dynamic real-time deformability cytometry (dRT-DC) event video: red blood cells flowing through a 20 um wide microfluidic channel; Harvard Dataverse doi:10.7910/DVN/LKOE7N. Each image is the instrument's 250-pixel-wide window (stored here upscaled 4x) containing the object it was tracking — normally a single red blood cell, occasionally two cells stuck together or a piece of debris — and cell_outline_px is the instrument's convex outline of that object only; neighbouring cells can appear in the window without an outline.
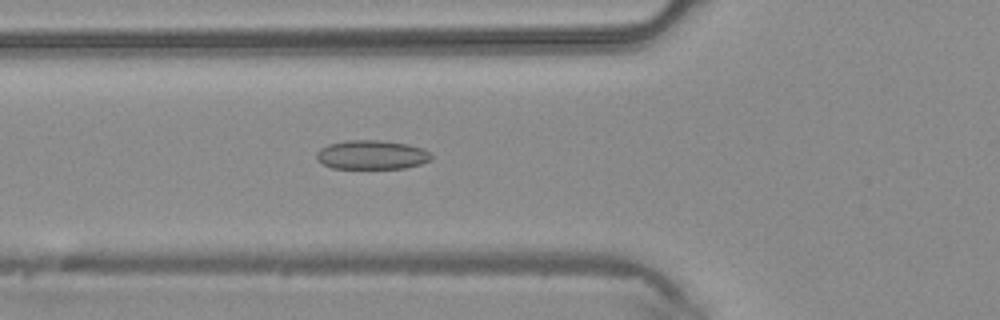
{"species": "common noctule bat (a hibernating species)", "species_latin": "Nyctalus noctula", "temperature_condition": "warm", "stored_images_in_passage": 46, "camera_frame_rate_fps": 3000, "um_per_image_px": 0.085, "animal": {"sex": "male", "body_mass_g": 20.4}, "frame": {"image": 1, "passage_image": 17, "time_ms": 5.333, "image_size_px": [1000, 320], "cell_outline_px": [[432, 156], [428, 160], [420, 164], [404, 168], [332, 168], [324, 164], [316, 156], [316, 152], [320, 148], [328, 144], [348, 140], [380, 140], [408, 144], [424, 148], [432, 152]], "centroid_in_image_um": [31.62, 13.15], "position_along_channel_um": 94.2, "area_um2": 19.42}}
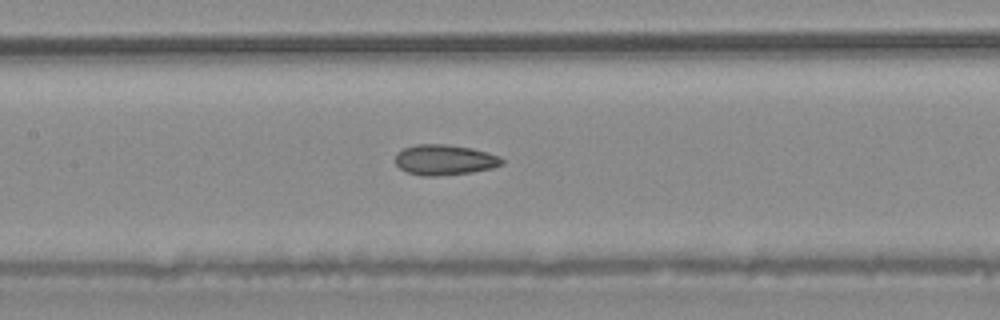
{"frame": {"image": 2, "passage_image": 22, "time_ms": 7.0, "image_size_px": [1000, 320], "cell_outline_px": [[504, 164], [492, 168], [472, 172], [436, 176], [420, 176], [408, 172], [400, 168], [396, 164], [396, 152], [404, 148], [416, 144], [444, 144], [472, 148], [488, 152], [500, 156], [504, 160]], "centroid_in_image_um": [37.81, 13.58], "position_along_channel_um": 169.6, "area_um2": 19.02}}
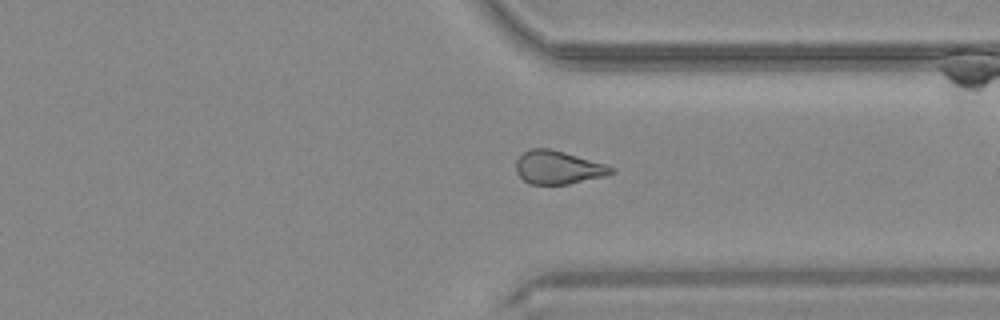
{"frame": {"image": 3, "passage_image": 35, "time_ms": 11.333, "image_size_px": [1000, 320], "cell_outline_px": [[616, 172], [604, 176], [568, 184], [528, 184], [516, 172], [516, 160], [528, 148], [548, 148], [564, 152], [604, 164], [612, 168]], "centroid_in_image_um": [47.39, 14.23], "position_along_channel_um": 364.0, "area_um2": 18.26}}